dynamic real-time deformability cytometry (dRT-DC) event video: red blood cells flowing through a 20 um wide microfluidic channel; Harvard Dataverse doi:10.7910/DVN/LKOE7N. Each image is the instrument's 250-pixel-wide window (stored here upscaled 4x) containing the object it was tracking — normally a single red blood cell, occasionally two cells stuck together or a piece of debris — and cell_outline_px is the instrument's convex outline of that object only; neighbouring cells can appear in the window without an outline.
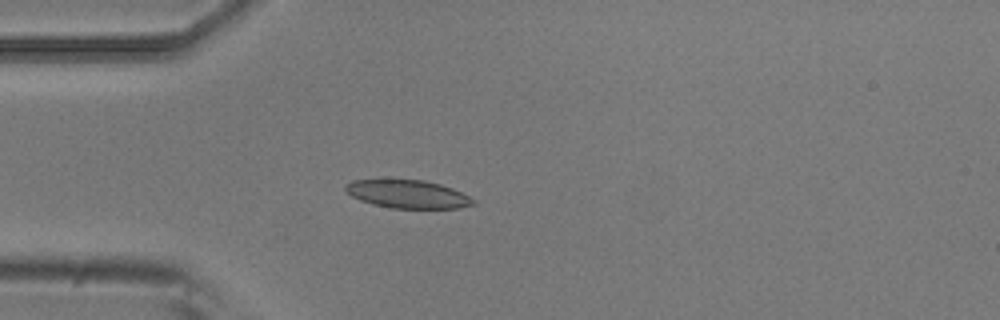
{"species": "common noctule bat (a hibernating species)", "species_latin": "Nyctalus noctula", "temperature_condition": "room temperature", "stored_images_in_passage": 3, "camera_frame_rate_fps": 3000, "um_per_image_px": 0.085, "animal": {"sex": "male", "body_mass_g": 20.5, "forearm_length_mm": 52.5}, "frame": {"image": 1, "passage_image": 3, "time_ms": 0.667, "image_size_px": [1000, 320], "cell_outline_px": [[476, 204], [460, 208], [392, 208], [372, 204], [360, 200], [344, 192], [344, 184], [352, 180], [424, 180], [440, 184], [452, 188], [476, 200]], "centroid_in_image_um": [34.64, 16.5], "position_along_channel_um": 50.4, "area_um2": 20.98}}